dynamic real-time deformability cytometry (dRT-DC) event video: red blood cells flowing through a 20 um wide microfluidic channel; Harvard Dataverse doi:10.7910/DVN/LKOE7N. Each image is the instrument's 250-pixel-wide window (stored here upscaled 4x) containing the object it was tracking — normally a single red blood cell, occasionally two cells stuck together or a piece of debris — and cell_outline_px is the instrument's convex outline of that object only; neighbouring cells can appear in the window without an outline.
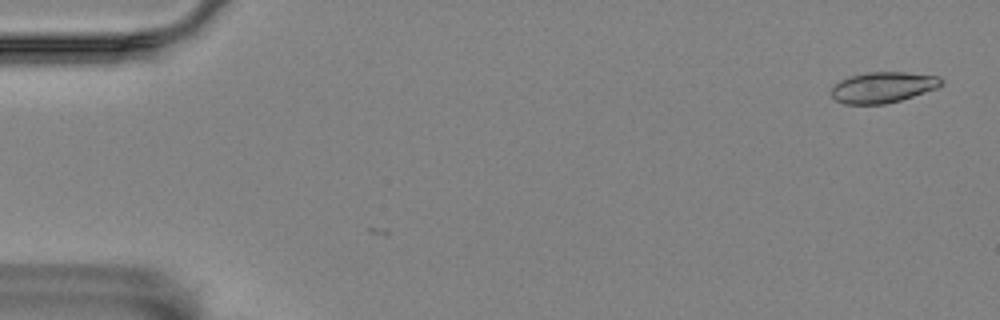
{"species": "Egyptian fruit bat (a non-hibernating species)", "species_latin": "Rousettus aegyptiacus", "temperature_condition": "room temperature", "stored_images_in_passage": 2, "camera_frame_rate_fps": 3000, "um_per_image_px": 0.085, "animal": {"sex": "female"}, "frame": {"image": 1, "passage_image": 2, "time_ms": 0.333, "image_size_px": [1000, 320], "cell_outline_px": [[944, 84], [936, 88], [900, 100], [884, 104], [844, 104], [836, 100], [832, 96], [832, 84], [848, 76], [868, 72], [908, 72], [940, 76], [944, 80]], "centroid_in_image_um": [75.05, 7.4], "position_along_channel_um": 10.0, "area_um2": 19.88}}